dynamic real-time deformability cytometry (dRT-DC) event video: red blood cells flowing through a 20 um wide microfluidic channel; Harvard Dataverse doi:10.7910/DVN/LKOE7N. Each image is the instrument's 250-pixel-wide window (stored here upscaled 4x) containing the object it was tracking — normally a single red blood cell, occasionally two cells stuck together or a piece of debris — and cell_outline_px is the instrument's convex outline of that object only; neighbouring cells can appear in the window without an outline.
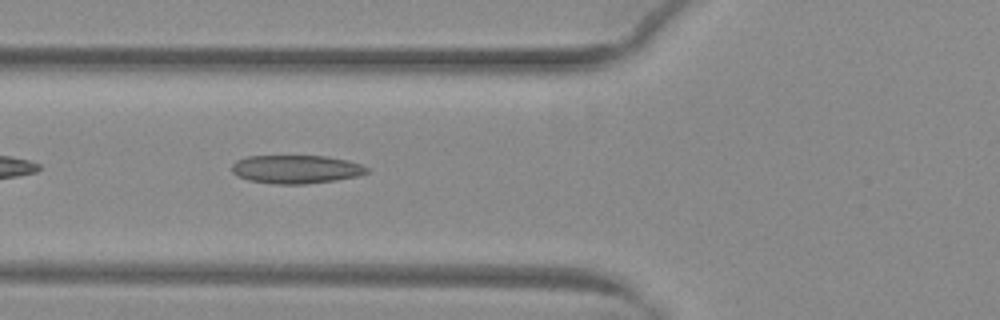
{"species": "common noctule bat (a hibernating species)", "species_latin": "Nyctalus noctula", "temperature_condition": "warm", "stored_images_in_passage": 14, "camera_frame_rate_fps": 3000, "um_per_image_px": 0.085, "animal": {"sex": "female", "body_mass_g": 29.2, "forearm_length_mm": 56.3}, "frame": {"image": 1, "passage_image": 5, "time_ms": 1.333, "image_size_px": [1000, 320], "cell_outline_px": [[368, 172], [360, 176], [336, 180], [304, 184], [272, 184], [248, 180], [236, 176], [232, 172], [232, 164], [236, 160], [248, 156], [328, 156], [348, 160], [360, 164], [368, 168]], "centroid_in_image_um": [25.16, 14.39], "position_along_channel_um": 100.6, "area_um2": 22.54}}
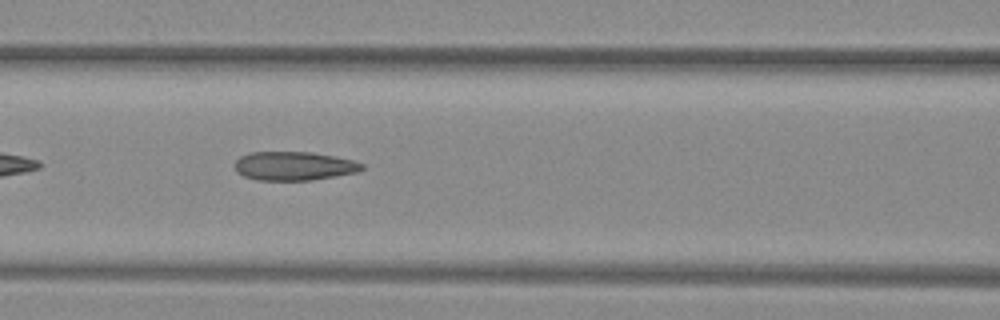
{"frame": {"image": 2, "passage_image": 8, "time_ms": 2.333, "image_size_px": [1000, 320], "cell_outline_px": [[364, 168], [356, 172], [336, 176], [312, 180], [256, 180], [244, 176], [236, 172], [236, 160], [240, 156], [248, 152], [312, 152], [356, 160], [364, 164]], "centroid_in_image_um": [25.0, 14.1], "position_along_channel_um": 141.6, "area_um2": 21.44}}